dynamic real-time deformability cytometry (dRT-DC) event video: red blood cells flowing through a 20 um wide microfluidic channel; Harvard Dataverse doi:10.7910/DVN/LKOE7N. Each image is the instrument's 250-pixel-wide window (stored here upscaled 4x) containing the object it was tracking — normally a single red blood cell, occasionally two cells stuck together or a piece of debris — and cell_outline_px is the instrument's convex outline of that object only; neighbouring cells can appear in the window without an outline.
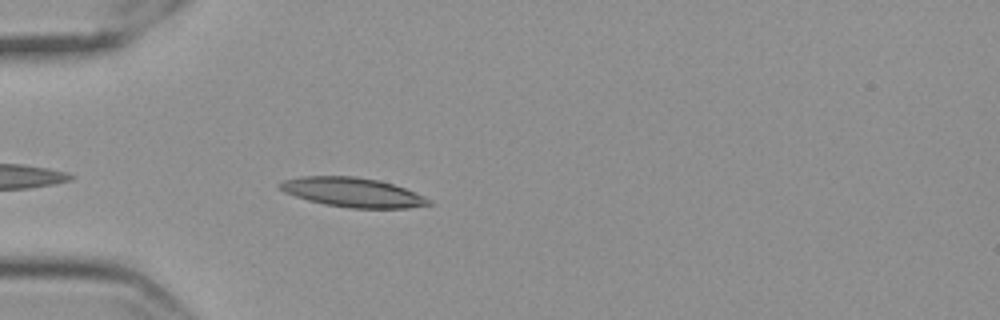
{"species": "Egyptian fruit bat (a non-hibernating species)", "species_latin": "Rousettus aegyptiacus", "temperature_condition": "cold", "stored_images_in_passage": 42, "camera_frame_rate_fps": 3000, "um_per_image_px": 0.085, "frame": {"image": 1, "passage_image": 4, "time_ms": 1.0, "image_size_px": [1000, 320], "cell_outline_px": [[432, 204], [408, 208], [348, 208], [324, 204], [308, 200], [284, 192], [280, 188], [280, 184], [284, 180], [304, 176], [352, 176], [376, 180], [392, 184], [404, 188], [428, 200]], "centroid_in_image_um": [29.93, 16.35], "position_along_channel_um": 55.1, "area_um2": 24.91}}
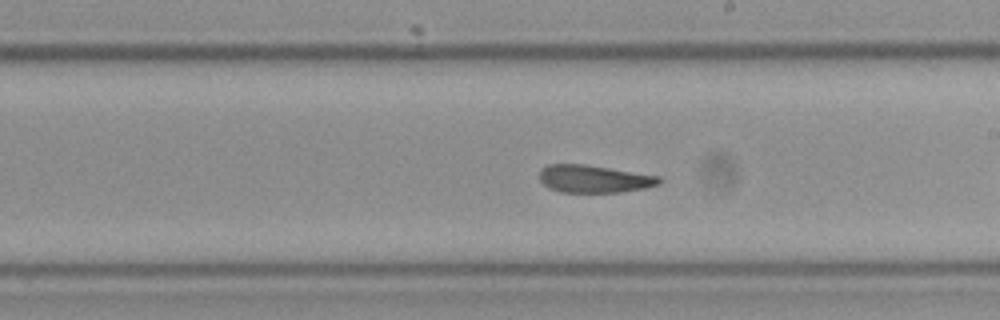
{"frame": {"image": 2, "passage_image": 17, "time_ms": 5.333, "image_size_px": [1000, 320], "cell_outline_px": [[664, 180], [660, 184], [644, 188], [620, 192], [560, 192], [544, 184], [540, 180], [540, 168], [548, 164], [584, 164], [660, 176]], "centroid_in_image_um": [50.52, 15.2], "position_along_channel_um": 238.5, "area_um2": 19.19}}
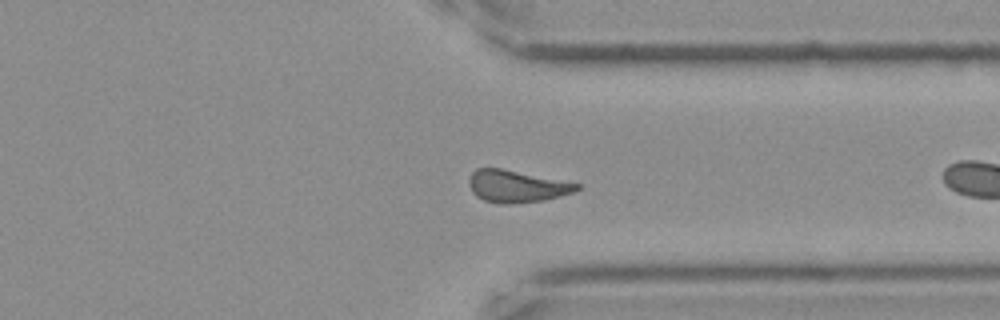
{"frame": {"image": 3, "passage_image": 28, "time_ms": 9.0, "image_size_px": [1000, 320], "cell_outline_px": [[580, 188], [572, 192], [560, 196], [544, 200], [508, 204], [504, 204], [484, 200], [476, 196], [472, 192], [468, 180], [472, 172], [476, 168], [500, 168], [580, 184]], "centroid_in_image_um": [43.87, 15.83], "position_along_channel_um": 367.5, "area_um2": 19.88}, "authors_computed_cell_mechanics": {"area_um2": 19.8832, "velocity_mm_per_s": 3.5115, "shape_relaxation_time_tau1_ms": 3.7103, "shape_relaxation_time_tau2_ms": 1.6567, "deformation_change_tau1": 0.1244, "deformation_change_tau2": 0.0776}}